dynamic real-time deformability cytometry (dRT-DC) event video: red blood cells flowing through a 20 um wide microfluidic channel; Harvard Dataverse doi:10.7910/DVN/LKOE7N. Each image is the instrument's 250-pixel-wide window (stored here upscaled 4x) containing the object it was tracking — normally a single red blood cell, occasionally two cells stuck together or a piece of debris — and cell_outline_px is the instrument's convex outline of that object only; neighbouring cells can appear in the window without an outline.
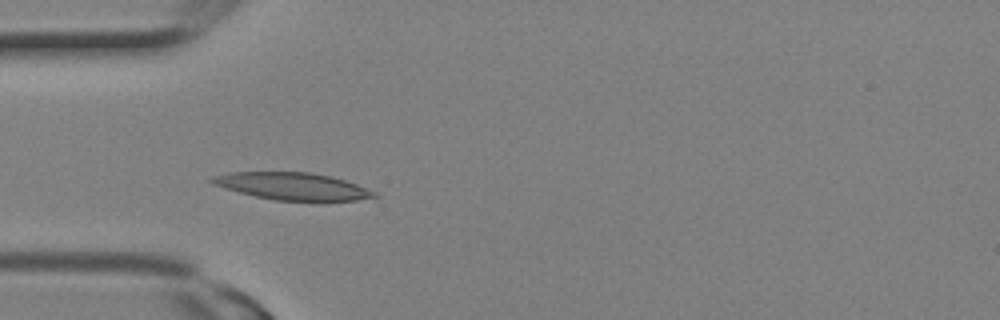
{"species": "Egyptian fruit bat (a non-hibernating species)", "species_latin": "Rousettus aegyptiacus", "temperature_condition": "room temperature", "stored_images_in_passage": 3, "camera_frame_rate_fps": 3000, "um_per_image_px": 0.085, "animal": {"sex": "female"}, "frame": {"image": 1, "passage_image": 3, "time_ms": 0.667, "image_size_px": [1000, 320], "cell_outline_px": [[380, 196], [356, 200], [276, 200], [256, 196], [240, 192], [212, 184], [208, 180], [212, 176], [228, 172], [308, 172], [332, 176], [356, 184], [376, 192]], "centroid_in_image_um": [24.84, 15.81], "position_along_channel_um": 60.2, "area_um2": 25.43}}